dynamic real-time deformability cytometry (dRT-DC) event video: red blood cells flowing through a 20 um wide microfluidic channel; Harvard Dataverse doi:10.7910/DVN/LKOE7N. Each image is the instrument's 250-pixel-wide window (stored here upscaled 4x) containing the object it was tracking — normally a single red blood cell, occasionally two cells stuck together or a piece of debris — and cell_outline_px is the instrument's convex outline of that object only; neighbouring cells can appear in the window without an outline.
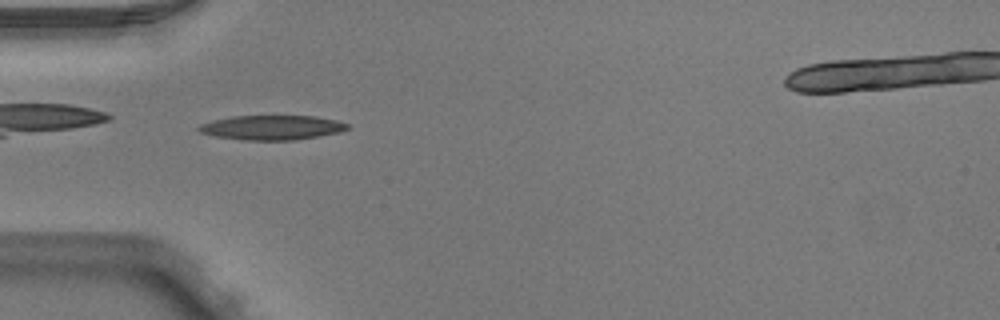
{"species": "Egyptian fruit bat (a non-hibernating species)", "species_latin": "Rousettus aegyptiacus", "temperature_condition": "warm", "stored_images_in_passage": 38, "camera_frame_rate_fps": 3000, "um_per_image_px": 0.085, "animal": {"sex": "male"}, "frame": {"image": 1, "passage_image": 3, "time_ms": 0.667, "image_size_px": [1000, 320], "cell_outline_px": [[348, 128], [340, 132], [296, 140], [248, 140], [216, 136], [200, 132], [196, 128], [200, 124], [212, 120], [232, 116], [316, 116], [336, 120], [348, 124]], "centroid_in_image_um": [23.1, 10.83], "position_along_channel_um": 61.9, "area_um2": 21.15}}
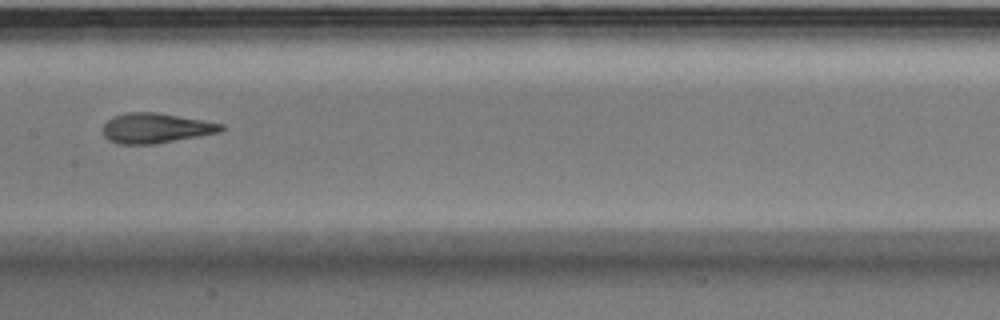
{"frame": {"image": 2, "passage_image": 13, "time_ms": 4.0, "image_size_px": [1000, 320], "cell_outline_px": [[224, 128], [220, 132], [156, 144], [120, 144], [108, 140], [104, 136], [104, 124], [112, 116], [128, 112], [156, 112], [224, 124]], "centroid_in_image_um": [13.22, 10.89], "position_along_channel_um": 194.2, "area_um2": 20.58}}
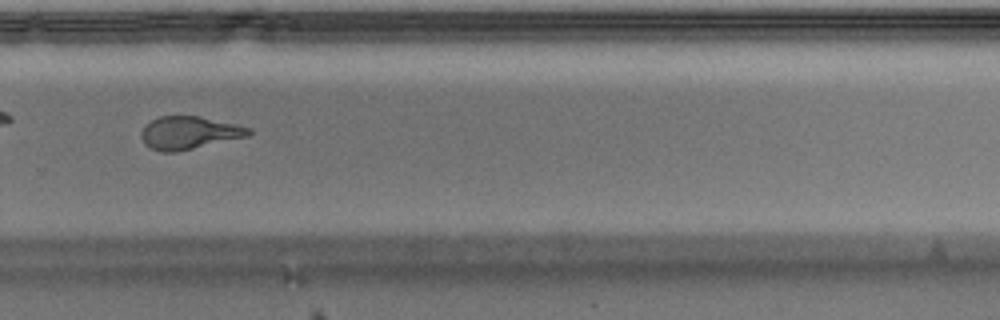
{"frame": {"image": 3, "passage_image": 22, "time_ms": 7.0, "image_size_px": [1000, 320], "cell_outline_px": [[252, 132], [248, 136], [176, 152], [160, 152], [144, 144], [140, 136], [140, 132], [152, 120], [160, 116], [200, 116], [236, 124], [252, 128]], "centroid_in_image_um": [16.08, 11.29], "position_along_channel_um": 313.7, "area_um2": 20.46}}